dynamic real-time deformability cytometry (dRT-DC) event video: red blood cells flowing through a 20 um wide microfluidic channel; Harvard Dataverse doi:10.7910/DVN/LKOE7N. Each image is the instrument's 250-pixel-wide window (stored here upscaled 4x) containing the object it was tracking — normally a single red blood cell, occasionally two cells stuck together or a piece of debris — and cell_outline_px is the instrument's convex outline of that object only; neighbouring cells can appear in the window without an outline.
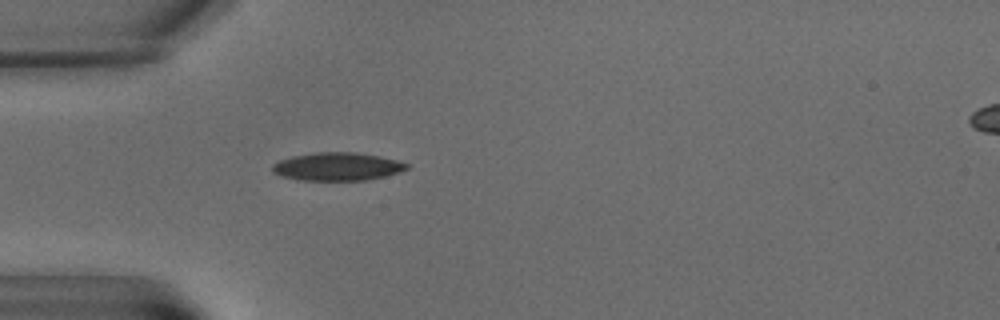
{"species": "common noctule bat (a hibernating species)", "species_latin": "Nyctalus noctula", "temperature_condition": "warm", "stored_images_in_passage": 1, "camera_frame_rate_fps": 3000, "um_per_image_px": 0.085, "animal": {"sex": "male", "body_mass_g": 15.6}, "frame": {"image": 1, "passage_image": 1, "time_ms": 0.0, "image_size_px": [1000, 320], "cell_outline_px": [[408, 168], [400, 172], [368, 180], [296, 180], [280, 176], [272, 172], [272, 164], [280, 160], [292, 156], [316, 152], [356, 152], [380, 156], [396, 160], [408, 164]], "centroid_in_image_um": [28.64, 14.16], "position_along_channel_um": 56.4, "area_um2": 22.08}}